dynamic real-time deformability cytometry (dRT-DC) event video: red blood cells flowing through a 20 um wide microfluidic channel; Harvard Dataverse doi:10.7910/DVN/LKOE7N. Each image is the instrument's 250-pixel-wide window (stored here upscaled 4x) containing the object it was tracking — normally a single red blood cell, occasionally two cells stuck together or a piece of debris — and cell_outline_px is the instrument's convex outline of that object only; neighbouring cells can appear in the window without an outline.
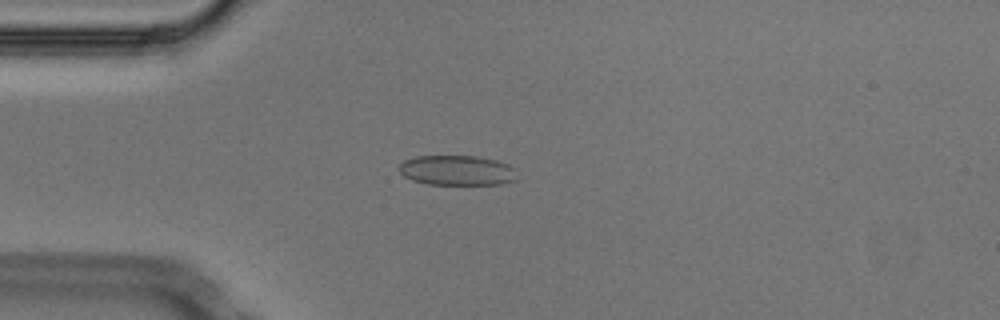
{"species": "Egyptian fruit bat (a non-hibernating species)", "species_latin": "Rousettus aegyptiacus", "temperature_condition": "cold", "stored_images_in_passage": 51, "camera_frame_rate_fps": 3000, "um_per_image_px": 0.085, "animal": {"sex": "male"}, "frame": {"image": 1, "passage_image": 12, "time_ms": 3.667, "image_size_px": [1000, 320], "cell_outline_px": [[516, 180], [500, 184], [428, 184], [412, 180], [404, 176], [400, 172], [400, 164], [404, 160], [416, 156], [476, 156], [496, 160], [508, 164], [516, 168]], "centroid_in_image_um": [38.87, 14.48], "position_along_channel_um": 46.1, "area_um2": 20.63}}
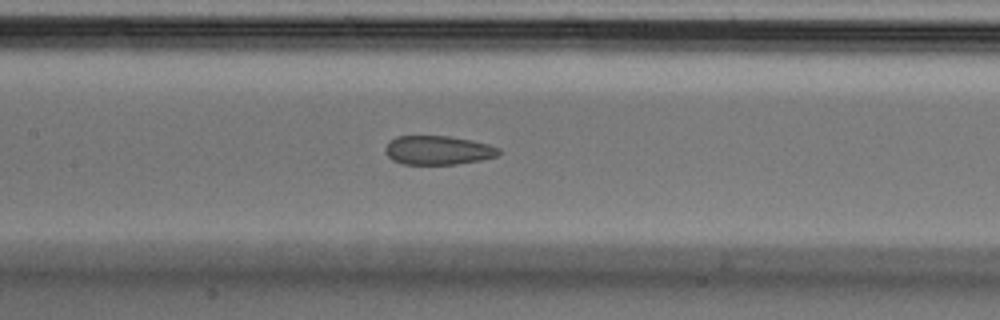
{"frame": {"image": 2, "passage_image": 23, "time_ms": 7.333, "image_size_px": [1000, 320], "cell_outline_px": [[500, 152], [496, 156], [480, 160], [456, 164], [404, 164], [392, 160], [384, 152], [384, 148], [396, 136], [448, 136], [472, 140], [488, 144], [500, 148]], "centroid_in_image_um": [37.22, 12.77], "position_along_channel_um": 170.2, "area_um2": 19.07}}
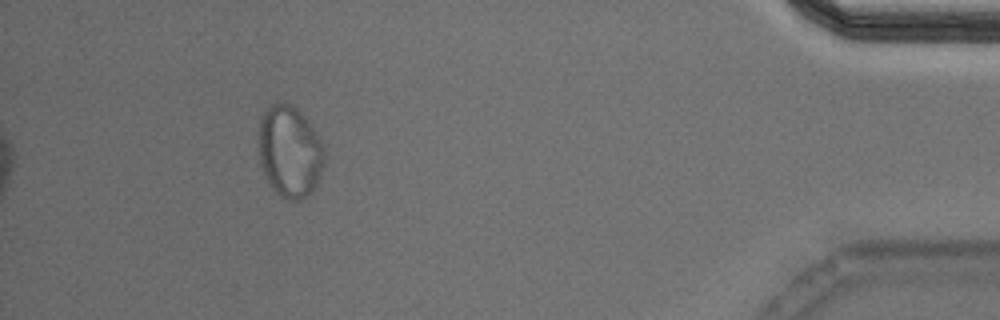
{"frame": {"image": 3, "passage_image": 47, "time_ms": 15.333, "image_size_px": [1000, 320], "cell_outline_px": [[324, 164], [320, 176], [316, 184], [300, 200], [288, 200], [276, 192], [272, 188], [260, 164], [260, 116], [268, 104], [276, 100], [280, 100], [292, 104], [308, 120], [324, 144]], "centroid_in_image_um": [24.63, 12.8], "position_along_channel_um": 410.6, "area_um2": 35.2}}